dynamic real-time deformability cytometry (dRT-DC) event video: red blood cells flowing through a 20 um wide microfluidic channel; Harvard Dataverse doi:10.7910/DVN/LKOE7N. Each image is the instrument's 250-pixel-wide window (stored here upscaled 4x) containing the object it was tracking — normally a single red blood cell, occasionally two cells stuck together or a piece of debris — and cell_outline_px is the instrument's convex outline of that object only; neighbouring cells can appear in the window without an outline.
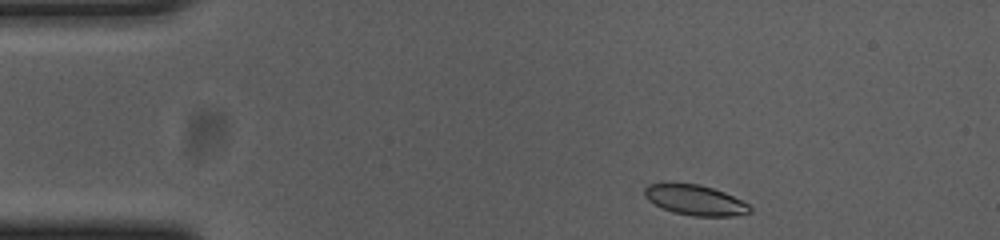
{"species": "common noctule bat (a hibernating species)", "species_latin": "Nyctalus noctula", "temperature_condition": "cold", "stored_images_in_passage": 48, "camera_frame_rate_fps": 3000, "um_per_image_px": 0.085, "animal": {"sex": "female", "body_mass_g": 23.0, "forearm_length_mm": 53.4}, "frame": {"image": 1, "passage_image": 1, "time_ms": 0.0, "image_size_px": [1000, 240], "cell_outline_px": [[752, 212], [732, 216], [692, 216], [676, 212], [664, 208], [648, 200], [644, 196], [644, 188], [648, 184], [664, 180], [700, 184], [724, 192], [748, 204], [752, 208]], "centroid_in_image_um": [59.03, 16.95], "position_along_channel_um": 26.0, "area_um2": 18.96}}
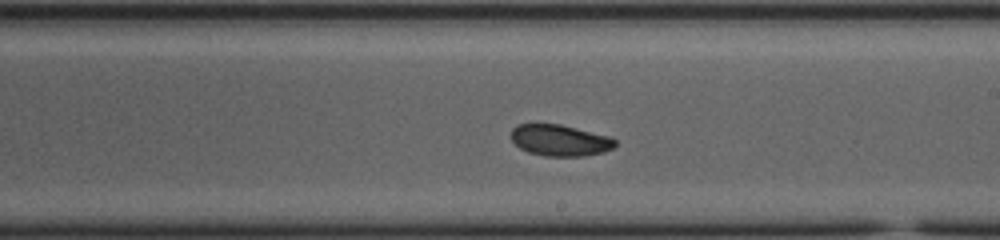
{"frame": {"image": 2, "passage_image": 24, "time_ms": 7.667, "image_size_px": [1000, 240], "cell_outline_px": [[616, 144], [612, 148], [604, 152], [580, 156], [544, 156], [528, 152], [520, 148], [512, 140], [512, 128], [516, 124], [560, 124], [608, 136], [616, 140]], "centroid_in_image_um": [47.58, 11.93], "position_along_channel_um": 241.4, "area_um2": 18.84}}
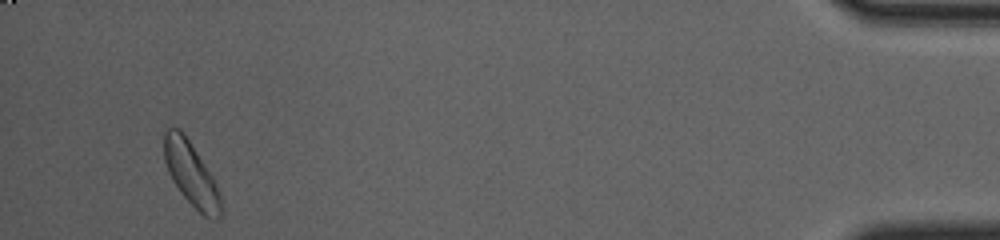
{"frame": {"image": 3, "passage_image": 45, "time_ms": 14.667, "image_size_px": [1000, 240], "cell_outline_px": [[220, 216], [216, 220], [212, 220], [204, 216], [180, 192], [172, 180], [168, 172], [164, 160], [164, 132], [168, 128], [180, 128], [212, 176], [220, 196]], "centroid_in_image_um": [16.21, 14.79], "position_along_channel_um": 419.0, "area_um2": 20.52}, "authors_computed_cell_mechanics": {"area_um2": 19.5075, "velocity_mm_per_s": 3.6618, "shape_relaxation_time_tau1_ms": 4.596, "shape_relaxation_time_tau2_ms": null, "deformation_change_tau1": 0.1124, "deformation_change_tau2": null}}